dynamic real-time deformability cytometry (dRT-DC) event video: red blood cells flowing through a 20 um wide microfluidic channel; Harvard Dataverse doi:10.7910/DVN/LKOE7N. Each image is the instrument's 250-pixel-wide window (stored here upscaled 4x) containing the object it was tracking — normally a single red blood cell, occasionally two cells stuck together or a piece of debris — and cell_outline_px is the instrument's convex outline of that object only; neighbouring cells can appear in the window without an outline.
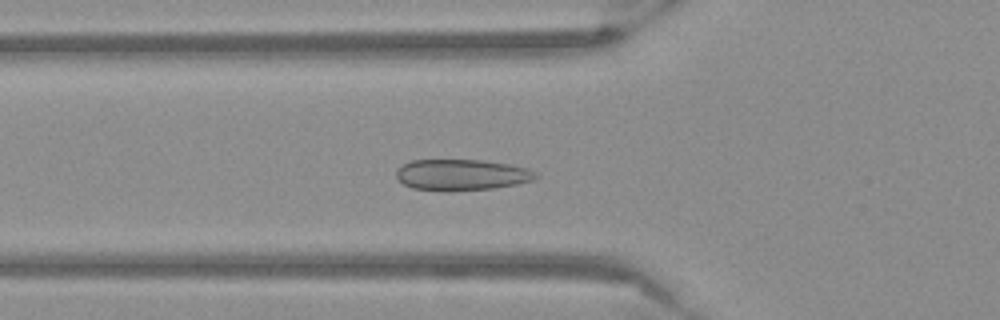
{"species": "Egyptian fruit bat (a non-hibernating species)", "species_latin": "Rousettus aegyptiacus", "temperature_condition": "warm", "stored_images_in_passage": 45, "camera_frame_rate_fps": 3000, "um_per_image_px": 0.085, "frame": {"image": 1, "passage_image": 11, "time_ms": 3.333, "image_size_px": [1000, 320], "cell_outline_px": [[540, 176], [532, 180], [516, 184], [496, 188], [448, 192], [412, 188], [404, 184], [396, 176], [396, 172], [404, 164], [412, 160], [480, 160], [508, 164], [528, 168], [536, 172]], "centroid_in_image_um": [39.26, 14.87], "position_along_channel_um": 86.5, "area_um2": 25.37}}
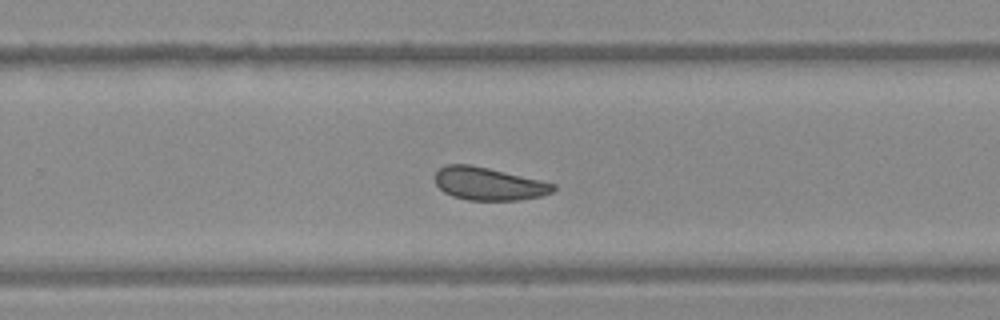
{"frame": {"image": 2, "passage_image": 27, "time_ms": 8.667, "image_size_px": [1000, 320], "cell_outline_px": [[556, 188], [552, 192], [540, 196], [520, 200], [468, 200], [452, 196], [444, 192], [436, 184], [432, 176], [440, 168], [448, 164], [468, 164], [488, 168], [540, 180], [556, 184]], "centroid_in_image_um": [41.5, 15.62], "position_along_channel_um": 288.3, "area_um2": 22.6}}
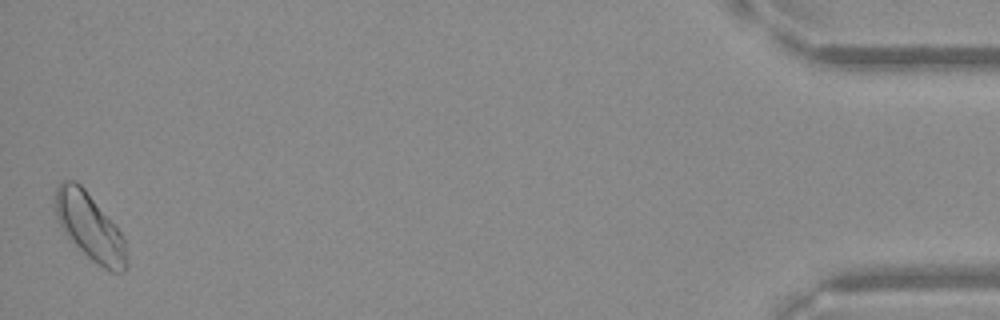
{"frame": {"image": 3, "passage_image": 45, "time_ms": 14.667, "image_size_px": [1000, 320], "cell_outline_px": [[128, 268], [124, 272], [112, 272], [96, 264], [64, 232], [56, 216], [56, 188], [64, 180], [76, 180], [84, 188], [124, 236], [128, 260]], "centroid_in_image_um": [7.68, 19.31], "position_along_channel_um": 427.5, "area_um2": 27.34}}